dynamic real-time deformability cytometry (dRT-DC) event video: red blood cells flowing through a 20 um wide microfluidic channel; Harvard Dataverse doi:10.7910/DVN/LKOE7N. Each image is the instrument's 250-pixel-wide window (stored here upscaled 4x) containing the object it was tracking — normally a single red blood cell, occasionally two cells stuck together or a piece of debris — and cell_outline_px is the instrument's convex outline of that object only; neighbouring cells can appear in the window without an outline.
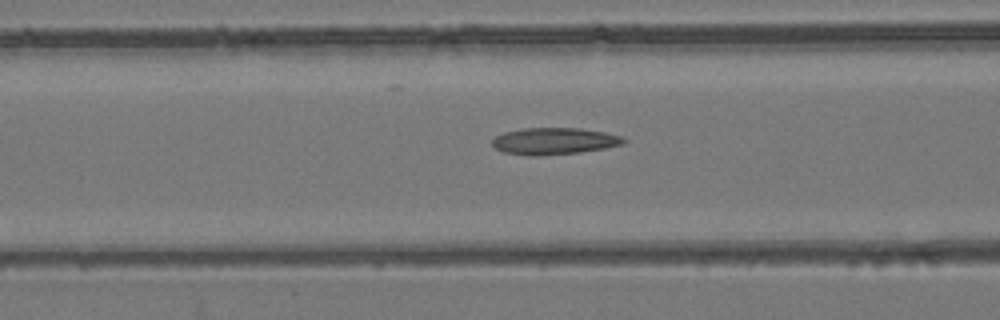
{"species": "common noctule bat (a hibernating species)", "species_latin": "Nyctalus noctula", "temperature_condition": "room temperature", "stored_images_in_passage": 45, "camera_frame_rate_fps": 3000, "um_per_image_px": 0.085, "animal": {"sex": "female", "body_mass_g": 24.6, "forearm_length_mm": 56.2}, "frame": {"image": 1, "passage_image": 13, "time_ms": 4.0, "image_size_px": [1000, 320], "cell_outline_px": [[628, 140], [624, 144], [604, 148], [580, 152], [536, 156], [532, 156], [504, 152], [496, 148], [492, 144], [492, 140], [496, 136], [504, 132], [520, 128], [580, 128], [604, 132], [620, 136]], "centroid_in_image_um": [47.1, 11.99], "position_along_channel_um": 119.5, "area_um2": 20.46}}
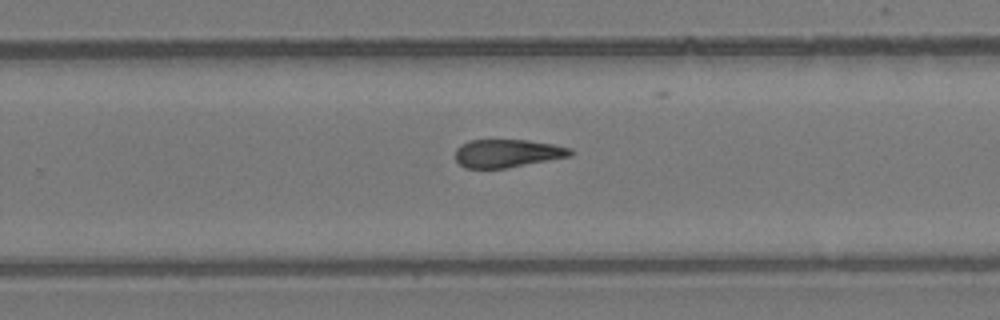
{"frame": {"image": 2, "passage_image": 26, "time_ms": 8.333, "image_size_px": [1000, 320], "cell_outline_px": [[572, 152], [568, 156], [508, 168], [464, 168], [456, 160], [456, 148], [460, 144], [468, 140], [528, 140], [552, 144], [572, 148]], "centroid_in_image_um": [43.07, 13.03], "position_along_channel_um": 286.7, "area_um2": 18.73}}
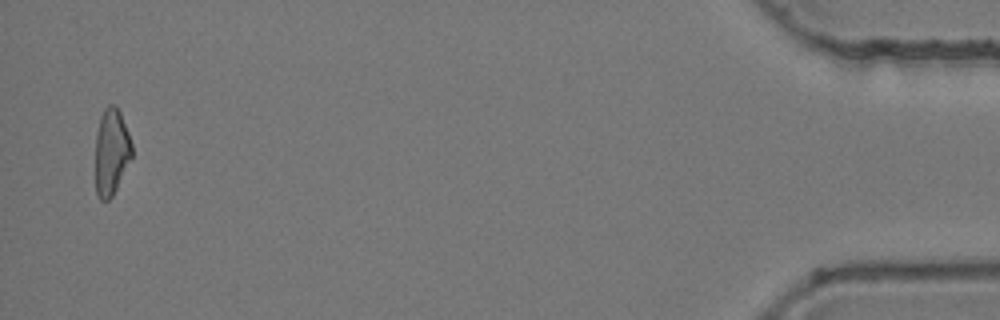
{"frame": {"image": 3, "passage_image": 44, "time_ms": 14.333, "image_size_px": [1000, 320], "cell_outline_px": [[132, 156], [112, 196], [108, 200], [100, 200], [96, 192], [96, 132], [100, 116], [104, 108], [108, 104], [116, 104], [120, 112], [128, 132], [132, 144]], "centroid_in_image_um": [9.46, 12.86], "position_along_channel_um": 425.7, "area_um2": 18.32}, "authors_computed_cell_mechanics": {"area_um2": 19.8254, "velocity_mm_per_s": 3.8607, "shape_relaxation_time_tau1_ms": null, "shape_relaxation_time_tau2_ms": 4.0313, "deformation_change_tau1": null, "deformation_change_tau2": 0.1308}}